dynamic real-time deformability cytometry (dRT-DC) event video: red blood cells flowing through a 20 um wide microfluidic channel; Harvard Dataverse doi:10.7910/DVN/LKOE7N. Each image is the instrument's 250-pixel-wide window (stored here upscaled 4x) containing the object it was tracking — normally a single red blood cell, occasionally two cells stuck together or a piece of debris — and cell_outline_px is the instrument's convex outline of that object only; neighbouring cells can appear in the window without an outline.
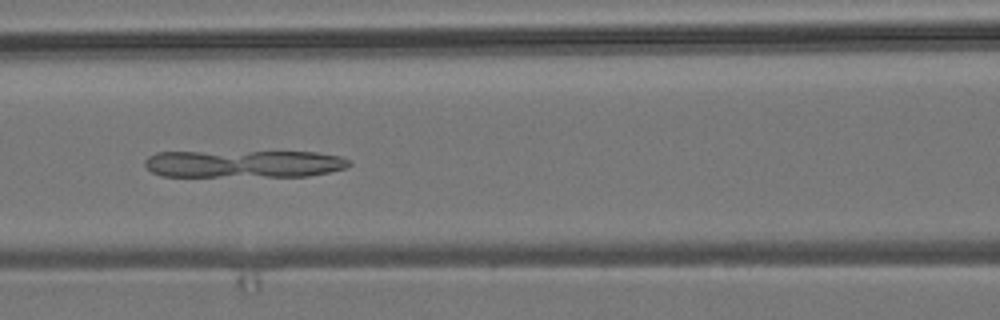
{"species": "common noctule bat (a hibernating species)", "species_latin": "Nyctalus noctula", "temperature_condition": "room temperature", "stored_images_in_passage": 49, "camera_frame_rate_fps": 3000, "um_per_image_px": 0.085, "animal": {"sex": "male", "body_mass_g": 19.2, "forearm_length_mm": 51.8}, "frame": {"image": 1, "passage_image": 19, "time_ms": 6.0, "image_size_px": [1000, 320], "cell_outline_px": [[352, 164], [344, 168], [328, 172], [308, 176], [160, 176], [152, 172], [144, 164], [144, 160], [148, 156], [156, 152], [316, 152], [340, 156], [352, 160]], "centroid_in_image_um": [20.73, 13.92], "position_along_channel_um": 145.9, "area_um2": 32.77}}
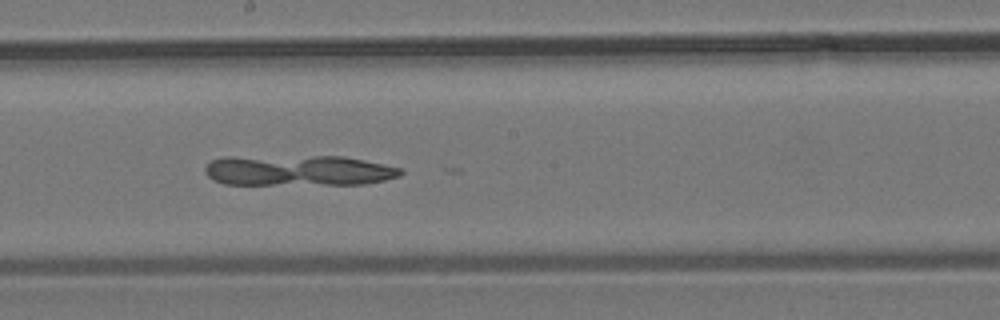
{"frame": {"image": 2, "passage_image": 25, "time_ms": 8.0, "image_size_px": [1000, 320], "cell_outline_px": [[404, 172], [400, 176], [384, 180], [364, 184], [224, 184], [212, 180], [204, 172], [204, 168], [212, 160], [224, 156], [344, 156], [384, 164], [400, 168]], "centroid_in_image_um": [25.33, 14.48], "position_along_channel_um": 222.9, "area_um2": 35.2}}
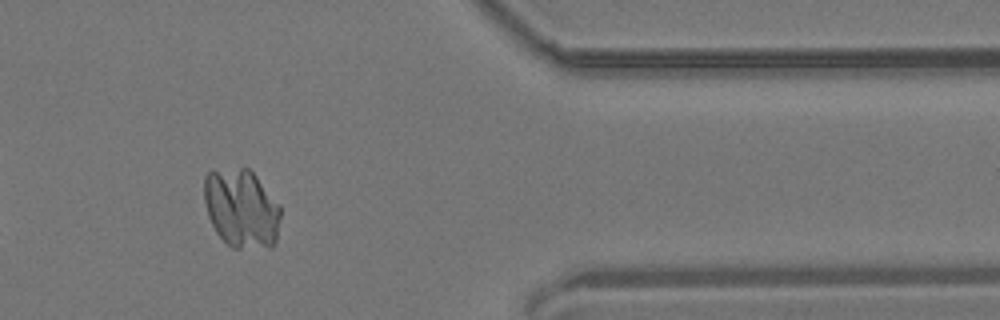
{"frame": {"image": 3, "passage_image": 40, "time_ms": 13.0, "image_size_px": [1000, 320], "cell_outline_px": [[280, 216], [276, 240], [272, 248], [232, 248], [216, 232], [208, 216], [204, 200], [204, 176], [208, 172], [240, 168], [248, 168], [256, 176], [280, 204]], "centroid_in_image_um": [20.53, 17.74], "position_along_channel_um": 390.9, "area_um2": 35.08}}